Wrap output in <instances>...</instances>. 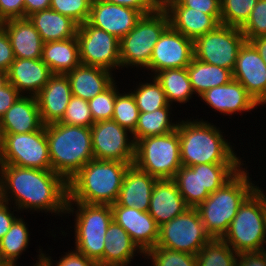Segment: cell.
I'll list each match as a JSON object with an SVG mask.
<instances>
[{
	"label": "cell",
	"mask_w": 266,
	"mask_h": 266,
	"mask_svg": "<svg viewBox=\"0 0 266 266\" xmlns=\"http://www.w3.org/2000/svg\"><path fill=\"white\" fill-rule=\"evenodd\" d=\"M0 200L11 204L14 201L19 212L34 210L63 217L68 182L52 170L0 164Z\"/></svg>",
	"instance_id": "cell-1"
},
{
	"label": "cell",
	"mask_w": 266,
	"mask_h": 266,
	"mask_svg": "<svg viewBox=\"0 0 266 266\" xmlns=\"http://www.w3.org/2000/svg\"><path fill=\"white\" fill-rule=\"evenodd\" d=\"M182 166L209 163H243L234 146L223 137L219 127L202 118L178 120ZM233 147V148H232Z\"/></svg>",
	"instance_id": "cell-2"
},
{
	"label": "cell",
	"mask_w": 266,
	"mask_h": 266,
	"mask_svg": "<svg viewBox=\"0 0 266 266\" xmlns=\"http://www.w3.org/2000/svg\"><path fill=\"white\" fill-rule=\"evenodd\" d=\"M130 165L132 164L110 160L89 161L68 181L67 202L114 204Z\"/></svg>",
	"instance_id": "cell-3"
},
{
	"label": "cell",
	"mask_w": 266,
	"mask_h": 266,
	"mask_svg": "<svg viewBox=\"0 0 266 266\" xmlns=\"http://www.w3.org/2000/svg\"><path fill=\"white\" fill-rule=\"evenodd\" d=\"M51 170L67 182L94 159L91 128L60 122L45 125Z\"/></svg>",
	"instance_id": "cell-4"
},
{
	"label": "cell",
	"mask_w": 266,
	"mask_h": 266,
	"mask_svg": "<svg viewBox=\"0 0 266 266\" xmlns=\"http://www.w3.org/2000/svg\"><path fill=\"white\" fill-rule=\"evenodd\" d=\"M246 168L248 167H242L196 207L204 228L212 239L223 238L240 205L259 186L255 182L253 184Z\"/></svg>",
	"instance_id": "cell-5"
},
{
	"label": "cell",
	"mask_w": 266,
	"mask_h": 266,
	"mask_svg": "<svg viewBox=\"0 0 266 266\" xmlns=\"http://www.w3.org/2000/svg\"><path fill=\"white\" fill-rule=\"evenodd\" d=\"M266 193L259 186L240 205L222 240L236 253L262 251L265 245Z\"/></svg>",
	"instance_id": "cell-6"
},
{
	"label": "cell",
	"mask_w": 266,
	"mask_h": 266,
	"mask_svg": "<svg viewBox=\"0 0 266 266\" xmlns=\"http://www.w3.org/2000/svg\"><path fill=\"white\" fill-rule=\"evenodd\" d=\"M71 213L75 214V249L103 266L105 234L113 220L111 205L67 202L65 214Z\"/></svg>",
	"instance_id": "cell-7"
},
{
	"label": "cell",
	"mask_w": 266,
	"mask_h": 266,
	"mask_svg": "<svg viewBox=\"0 0 266 266\" xmlns=\"http://www.w3.org/2000/svg\"><path fill=\"white\" fill-rule=\"evenodd\" d=\"M244 163H209L181 166L173 180L186 204L196 208L215 190L222 187Z\"/></svg>",
	"instance_id": "cell-8"
},
{
	"label": "cell",
	"mask_w": 266,
	"mask_h": 266,
	"mask_svg": "<svg viewBox=\"0 0 266 266\" xmlns=\"http://www.w3.org/2000/svg\"><path fill=\"white\" fill-rule=\"evenodd\" d=\"M133 164L157 179H173L182 166L178 130L138 140Z\"/></svg>",
	"instance_id": "cell-9"
},
{
	"label": "cell",
	"mask_w": 266,
	"mask_h": 266,
	"mask_svg": "<svg viewBox=\"0 0 266 266\" xmlns=\"http://www.w3.org/2000/svg\"><path fill=\"white\" fill-rule=\"evenodd\" d=\"M170 26L167 12L155 11L142 15L135 27L120 40L121 68H146L153 48L162 33Z\"/></svg>",
	"instance_id": "cell-10"
},
{
	"label": "cell",
	"mask_w": 266,
	"mask_h": 266,
	"mask_svg": "<svg viewBox=\"0 0 266 266\" xmlns=\"http://www.w3.org/2000/svg\"><path fill=\"white\" fill-rule=\"evenodd\" d=\"M0 164L51 170L45 125L31 133H0Z\"/></svg>",
	"instance_id": "cell-11"
},
{
	"label": "cell",
	"mask_w": 266,
	"mask_h": 266,
	"mask_svg": "<svg viewBox=\"0 0 266 266\" xmlns=\"http://www.w3.org/2000/svg\"><path fill=\"white\" fill-rule=\"evenodd\" d=\"M211 239L198 210L190 207L159 227L156 246L196 255Z\"/></svg>",
	"instance_id": "cell-12"
},
{
	"label": "cell",
	"mask_w": 266,
	"mask_h": 266,
	"mask_svg": "<svg viewBox=\"0 0 266 266\" xmlns=\"http://www.w3.org/2000/svg\"><path fill=\"white\" fill-rule=\"evenodd\" d=\"M245 41L240 28L220 24L193 41L194 58L233 72Z\"/></svg>",
	"instance_id": "cell-13"
},
{
	"label": "cell",
	"mask_w": 266,
	"mask_h": 266,
	"mask_svg": "<svg viewBox=\"0 0 266 266\" xmlns=\"http://www.w3.org/2000/svg\"><path fill=\"white\" fill-rule=\"evenodd\" d=\"M76 38L82 65L98 66L111 72L114 68H121L120 40L117 37L87 21L78 26Z\"/></svg>",
	"instance_id": "cell-14"
},
{
	"label": "cell",
	"mask_w": 266,
	"mask_h": 266,
	"mask_svg": "<svg viewBox=\"0 0 266 266\" xmlns=\"http://www.w3.org/2000/svg\"><path fill=\"white\" fill-rule=\"evenodd\" d=\"M90 128L94 159L134 163L136 143L130 131L112 119L95 122Z\"/></svg>",
	"instance_id": "cell-15"
},
{
	"label": "cell",
	"mask_w": 266,
	"mask_h": 266,
	"mask_svg": "<svg viewBox=\"0 0 266 266\" xmlns=\"http://www.w3.org/2000/svg\"><path fill=\"white\" fill-rule=\"evenodd\" d=\"M193 58V40L169 26L155 44L145 69L155 75L166 69L186 68Z\"/></svg>",
	"instance_id": "cell-16"
},
{
	"label": "cell",
	"mask_w": 266,
	"mask_h": 266,
	"mask_svg": "<svg viewBox=\"0 0 266 266\" xmlns=\"http://www.w3.org/2000/svg\"><path fill=\"white\" fill-rule=\"evenodd\" d=\"M233 79L245 87L259 106L266 103V63L248 41L238 51Z\"/></svg>",
	"instance_id": "cell-17"
},
{
	"label": "cell",
	"mask_w": 266,
	"mask_h": 266,
	"mask_svg": "<svg viewBox=\"0 0 266 266\" xmlns=\"http://www.w3.org/2000/svg\"><path fill=\"white\" fill-rule=\"evenodd\" d=\"M111 209L113 220L129 234L144 254L156 246L159 226L148 211L120 205H111Z\"/></svg>",
	"instance_id": "cell-18"
},
{
	"label": "cell",
	"mask_w": 266,
	"mask_h": 266,
	"mask_svg": "<svg viewBox=\"0 0 266 266\" xmlns=\"http://www.w3.org/2000/svg\"><path fill=\"white\" fill-rule=\"evenodd\" d=\"M142 14L133 8L92 0L88 22L121 40L136 25Z\"/></svg>",
	"instance_id": "cell-19"
},
{
	"label": "cell",
	"mask_w": 266,
	"mask_h": 266,
	"mask_svg": "<svg viewBox=\"0 0 266 266\" xmlns=\"http://www.w3.org/2000/svg\"><path fill=\"white\" fill-rule=\"evenodd\" d=\"M209 107L223 115L249 112L257 109V102L248 94L245 87L237 80L216 86L207 90L200 96Z\"/></svg>",
	"instance_id": "cell-20"
},
{
	"label": "cell",
	"mask_w": 266,
	"mask_h": 266,
	"mask_svg": "<svg viewBox=\"0 0 266 266\" xmlns=\"http://www.w3.org/2000/svg\"><path fill=\"white\" fill-rule=\"evenodd\" d=\"M72 97L66 75L53 74L36 95L41 119L44 125L59 122Z\"/></svg>",
	"instance_id": "cell-21"
},
{
	"label": "cell",
	"mask_w": 266,
	"mask_h": 266,
	"mask_svg": "<svg viewBox=\"0 0 266 266\" xmlns=\"http://www.w3.org/2000/svg\"><path fill=\"white\" fill-rule=\"evenodd\" d=\"M190 208L173 179H157L152 190L148 212L158 226L168 223Z\"/></svg>",
	"instance_id": "cell-22"
},
{
	"label": "cell",
	"mask_w": 266,
	"mask_h": 266,
	"mask_svg": "<svg viewBox=\"0 0 266 266\" xmlns=\"http://www.w3.org/2000/svg\"><path fill=\"white\" fill-rule=\"evenodd\" d=\"M52 75L42 59L15 58L8 70V82L21 95L36 96Z\"/></svg>",
	"instance_id": "cell-23"
},
{
	"label": "cell",
	"mask_w": 266,
	"mask_h": 266,
	"mask_svg": "<svg viewBox=\"0 0 266 266\" xmlns=\"http://www.w3.org/2000/svg\"><path fill=\"white\" fill-rule=\"evenodd\" d=\"M44 126L36 96L20 95L0 119V133H31Z\"/></svg>",
	"instance_id": "cell-24"
},
{
	"label": "cell",
	"mask_w": 266,
	"mask_h": 266,
	"mask_svg": "<svg viewBox=\"0 0 266 266\" xmlns=\"http://www.w3.org/2000/svg\"><path fill=\"white\" fill-rule=\"evenodd\" d=\"M157 178L137 168L134 164L126 170L117 201L112 205L148 211L153 186Z\"/></svg>",
	"instance_id": "cell-25"
},
{
	"label": "cell",
	"mask_w": 266,
	"mask_h": 266,
	"mask_svg": "<svg viewBox=\"0 0 266 266\" xmlns=\"http://www.w3.org/2000/svg\"><path fill=\"white\" fill-rule=\"evenodd\" d=\"M2 28L9 37L15 58H42L44 42L28 17L2 22Z\"/></svg>",
	"instance_id": "cell-26"
},
{
	"label": "cell",
	"mask_w": 266,
	"mask_h": 266,
	"mask_svg": "<svg viewBox=\"0 0 266 266\" xmlns=\"http://www.w3.org/2000/svg\"><path fill=\"white\" fill-rule=\"evenodd\" d=\"M72 96L89 101L106 90L115 80L113 73L98 66L80 64L66 74Z\"/></svg>",
	"instance_id": "cell-27"
},
{
	"label": "cell",
	"mask_w": 266,
	"mask_h": 266,
	"mask_svg": "<svg viewBox=\"0 0 266 266\" xmlns=\"http://www.w3.org/2000/svg\"><path fill=\"white\" fill-rule=\"evenodd\" d=\"M167 13L170 26L193 41L220 25L212 15L184 7L181 3L173 5Z\"/></svg>",
	"instance_id": "cell-28"
},
{
	"label": "cell",
	"mask_w": 266,
	"mask_h": 266,
	"mask_svg": "<svg viewBox=\"0 0 266 266\" xmlns=\"http://www.w3.org/2000/svg\"><path fill=\"white\" fill-rule=\"evenodd\" d=\"M137 253L144 256L129 234L112 220L105 234L103 266H129Z\"/></svg>",
	"instance_id": "cell-29"
},
{
	"label": "cell",
	"mask_w": 266,
	"mask_h": 266,
	"mask_svg": "<svg viewBox=\"0 0 266 266\" xmlns=\"http://www.w3.org/2000/svg\"><path fill=\"white\" fill-rule=\"evenodd\" d=\"M44 43L76 37L78 24L51 8L37 11L28 16Z\"/></svg>",
	"instance_id": "cell-30"
},
{
	"label": "cell",
	"mask_w": 266,
	"mask_h": 266,
	"mask_svg": "<svg viewBox=\"0 0 266 266\" xmlns=\"http://www.w3.org/2000/svg\"><path fill=\"white\" fill-rule=\"evenodd\" d=\"M41 59L52 74L66 75L81 64L77 38L44 43Z\"/></svg>",
	"instance_id": "cell-31"
},
{
	"label": "cell",
	"mask_w": 266,
	"mask_h": 266,
	"mask_svg": "<svg viewBox=\"0 0 266 266\" xmlns=\"http://www.w3.org/2000/svg\"><path fill=\"white\" fill-rule=\"evenodd\" d=\"M193 92L200 97L207 90L229 83L233 72L193 58L187 66Z\"/></svg>",
	"instance_id": "cell-32"
},
{
	"label": "cell",
	"mask_w": 266,
	"mask_h": 266,
	"mask_svg": "<svg viewBox=\"0 0 266 266\" xmlns=\"http://www.w3.org/2000/svg\"><path fill=\"white\" fill-rule=\"evenodd\" d=\"M153 76L161 84L169 105L175 102L187 103L195 94L191 87L187 67L166 69Z\"/></svg>",
	"instance_id": "cell-33"
},
{
	"label": "cell",
	"mask_w": 266,
	"mask_h": 266,
	"mask_svg": "<svg viewBox=\"0 0 266 266\" xmlns=\"http://www.w3.org/2000/svg\"><path fill=\"white\" fill-rule=\"evenodd\" d=\"M171 108L168 104L152 112H140L137 126L132 133L135 143L144 137L164 135L177 130L178 122H172L170 118Z\"/></svg>",
	"instance_id": "cell-34"
},
{
	"label": "cell",
	"mask_w": 266,
	"mask_h": 266,
	"mask_svg": "<svg viewBox=\"0 0 266 266\" xmlns=\"http://www.w3.org/2000/svg\"><path fill=\"white\" fill-rule=\"evenodd\" d=\"M22 218H17L0 239V258L7 266H17L18 258L29 246L30 231Z\"/></svg>",
	"instance_id": "cell-35"
},
{
	"label": "cell",
	"mask_w": 266,
	"mask_h": 266,
	"mask_svg": "<svg viewBox=\"0 0 266 266\" xmlns=\"http://www.w3.org/2000/svg\"><path fill=\"white\" fill-rule=\"evenodd\" d=\"M237 256L222 239H211L196 254L197 266H235Z\"/></svg>",
	"instance_id": "cell-36"
},
{
	"label": "cell",
	"mask_w": 266,
	"mask_h": 266,
	"mask_svg": "<svg viewBox=\"0 0 266 266\" xmlns=\"http://www.w3.org/2000/svg\"><path fill=\"white\" fill-rule=\"evenodd\" d=\"M153 78V79H152ZM152 82L139 83L132 93L139 112H152L166 107L167 102L165 92L161 84L151 75Z\"/></svg>",
	"instance_id": "cell-37"
},
{
	"label": "cell",
	"mask_w": 266,
	"mask_h": 266,
	"mask_svg": "<svg viewBox=\"0 0 266 266\" xmlns=\"http://www.w3.org/2000/svg\"><path fill=\"white\" fill-rule=\"evenodd\" d=\"M258 0H221V24L242 28Z\"/></svg>",
	"instance_id": "cell-38"
},
{
	"label": "cell",
	"mask_w": 266,
	"mask_h": 266,
	"mask_svg": "<svg viewBox=\"0 0 266 266\" xmlns=\"http://www.w3.org/2000/svg\"><path fill=\"white\" fill-rule=\"evenodd\" d=\"M139 113L136 101L130 91L119 92L116 95L113 121L133 133L138 123Z\"/></svg>",
	"instance_id": "cell-39"
},
{
	"label": "cell",
	"mask_w": 266,
	"mask_h": 266,
	"mask_svg": "<svg viewBox=\"0 0 266 266\" xmlns=\"http://www.w3.org/2000/svg\"><path fill=\"white\" fill-rule=\"evenodd\" d=\"M147 256V257H146ZM151 266H197L196 255L155 246L144 254Z\"/></svg>",
	"instance_id": "cell-40"
},
{
	"label": "cell",
	"mask_w": 266,
	"mask_h": 266,
	"mask_svg": "<svg viewBox=\"0 0 266 266\" xmlns=\"http://www.w3.org/2000/svg\"><path fill=\"white\" fill-rule=\"evenodd\" d=\"M118 93L119 90L114 81L106 90L88 101L94 123L112 119Z\"/></svg>",
	"instance_id": "cell-41"
},
{
	"label": "cell",
	"mask_w": 266,
	"mask_h": 266,
	"mask_svg": "<svg viewBox=\"0 0 266 266\" xmlns=\"http://www.w3.org/2000/svg\"><path fill=\"white\" fill-rule=\"evenodd\" d=\"M60 123L80 127H91L94 120L87 100L72 96Z\"/></svg>",
	"instance_id": "cell-42"
},
{
	"label": "cell",
	"mask_w": 266,
	"mask_h": 266,
	"mask_svg": "<svg viewBox=\"0 0 266 266\" xmlns=\"http://www.w3.org/2000/svg\"><path fill=\"white\" fill-rule=\"evenodd\" d=\"M91 4L92 0H51L49 8L81 25L89 19Z\"/></svg>",
	"instance_id": "cell-43"
},
{
	"label": "cell",
	"mask_w": 266,
	"mask_h": 266,
	"mask_svg": "<svg viewBox=\"0 0 266 266\" xmlns=\"http://www.w3.org/2000/svg\"><path fill=\"white\" fill-rule=\"evenodd\" d=\"M241 32L248 42L266 36V0H258Z\"/></svg>",
	"instance_id": "cell-44"
},
{
	"label": "cell",
	"mask_w": 266,
	"mask_h": 266,
	"mask_svg": "<svg viewBox=\"0 0 266 266\" xmlns=\"http://www.w3.org/2000/svg\"><path fill=\"white\" fill-rule=\"evenodd\" d=\"M52 261V257L48 256L46 253L43 254V264L45 266H53L54 264ZM55 266H97V264L76 249H73V251L68 250L65 255L56 261Z\"/></svg>",
	"instance_id": "cell-45"
},
{
	"label": "cell",
	"mask_w": 266,
	"mask_h": 266,
	"mask_svg": "<svg viewBox=\"0 0 266 266\" xmlns=\"http://www.w3.org/2000/svg\"><path fill=\"white\" fill-rule=\"evenodd\" d=\"M184 7H190L212 15L221 24V0H181Z\"/></svg>",
	"instance_id": "cell-46"
},
{
	"label": "cell",
	"mask_w": 266,
	"mask_h": 266,
	"mask_svg": "<svg viewBox=\"0 0 266 266\" xmlns=\"http://www.w3.org/2000/svg\"><path fill=\"white\" fill-rule=\"evenodd\" d=\"M24 18V0H0V20Z\"/></svg>",
	"instance_id": "cell-47"
},
{
	"label": "cell",
	"mask_w": 266,
	"mask_h": 266,
	"mask_svg": "<svg viewBox=\"0 0 266 266\" xmlns=\"http://www.w3.org/2000/svg\"><path fill=\"white\" fill-rule=\"evenodd\" d=\"M15 60L13 49L6 31L0 29V70L8 72Z\"/></svg>",
	"instance_id": "cell-48"
},
{
	"label": "cell",
	"mask_w": 266,
	"mask_h": 266,
	"mask_svg": "<svg viewBox=\"0 0 266 266\" xmlns=\"http://www.w3.org/2000/svg\"><path fill=\"white\" fill-rule=\"evenodd\" d=\"M235 266H266V249L238 253Z\"/></svg>",
	"instance_id": "cell-49"
},
{
	"label": "cell",
	"mask_w": 266,
	"mask_h": 266,
	"mask_svg": "<svg viewBox=\"0 0 266 266\" xmlns=\"http://www.w3.org/2000/svg\"><path fill=\"white\" fill-rule=\"evenodd\" d=\"M11 206L12 205L10 203L0 200V239L4 237V235L9 231L11 225L19 217V215H14V211L18 212L19 210H14L15 207H13V211H11Z\"/></svg>",
	"instance_id": "cell-50"
},
{
	"label": "cell",
	"mask_w": 266,
	"mask_h": 266,
	"mask_svg": "<svg viewBox=\"0 0 266 266\" xmlns=\"http://www.w3.org/2000/svg\"><path fill=\"white\" fill-rule=\"evenodd\" d=\"M21 94L9 82L0 89V119Z\"/></svg>",
	"instance_id": "cell-51"
},
{
	"label": "cell",
	"mask_w": 266,
	"mask_h": 266,
	"mask_svg": "<svg viewBox=\"0 0 266 266\" xmlns=\"http://www.w3.org/2000/svg\"><path fill=\"white\" fill-rule=\"evenodd\" d=\"M138 10L142 15L155 12L151 0H102Z\"/></svg>",
	"instance_id": "cell-52"
},
{
	"label": "cell",
	"mask_w": 266,
	"mask_h": 266,
	"mask_svg": "<svg viewBox=\"0 0 266 266\" xmlns=\"http://www.w3.org/2000/svg\"><path fill=\"white\" fill-rule=\"evenodd\" d=\"M51 0H24V18L34 12L48 9Z\"/></svg>",
	"instance_id": "cell-53"
},
{
	"label": "cell",
	"mask_w": 266,
	"mask_h": 266,
	"mask_svg": "<svg viewBox=\"0 0 266 266\" xmlns=\"http://www.w3.org/2000/svg\"><path fill=\"white\" fill-rule=\"evenodd\" d=\"M154 11L167 12L173 5L180 3L181 0H151Z\"/></svg>",
	"instance_id": "cell-54"
},
{
	"label": "cell",
	"mask_w": 266,
	"mask_h": 266,
	"mask_svg": "<svg viewBox=\"0 0 266 266\" xmlns=\"http://www.w3.org/2000/svg\"><path fill=\"white\" fill-rule=\"evenodd\" d=\"M249 42L255 47L266 63V36L251 39Z\"/></svg>",
	"instance_id": "cell-55"
},
{
	"label": "cell",
	"mask_w": 266,
	"mask_h": 266,
	"mask_svg": "<svg viewBox=\"0 0 266 266\" xmlns=\"http://www.w3.org/2000/svg\"><path fill=\"white\" fill-rule=\"evenodd\" d=\"M8 83V72L0 70V89Z\"/></svg>",
	"instance_id": "cell-56"
},
{
	"label": "cell",
	"mask_w": 266,
	"mask_h": 266,
	"mask_svg": "<svg viewBox=\"0 0 266 266\" xmlns=\"http://www.w3.org/2000/svg\"><path fill=\"white\" fill-rule=\"evenodd\" d=\"M38 252H39L38 257H37L38 260H36V263L33 266H45L43 264V254L44 253L42 252L41 249H39Z\"/></svg>",
	"instance_id": "cell-57"
},
{
	"label": "cell",
	"mask_w": 266,
	"mask_h": 266,
	"mask_svg": "<svg viewBox=\"0 0 266 266\" xmlns=\"http://www.w3.org/2000/svg\"><path fill=\"white\" fill-rule=\"evenodd\" d=\"M0 266H7L0 258Z\"/></svg>",
	"instance_id": "cell-58"
},
{
	"label": "cell",
	"mask_w": 266,
	"mask_h": 266,
	"mask_svg": "<svg viewBox=\"0 0 266 266\" xmlns=\"http://www.w3.org/2000/svg\"><path fill=\"white\" fill-rule=\"evenodd\" d=\"M2 28V21L0 20V29Z\"/></svg>",
	"instance_id": "cell-59"
}]
</instances>
